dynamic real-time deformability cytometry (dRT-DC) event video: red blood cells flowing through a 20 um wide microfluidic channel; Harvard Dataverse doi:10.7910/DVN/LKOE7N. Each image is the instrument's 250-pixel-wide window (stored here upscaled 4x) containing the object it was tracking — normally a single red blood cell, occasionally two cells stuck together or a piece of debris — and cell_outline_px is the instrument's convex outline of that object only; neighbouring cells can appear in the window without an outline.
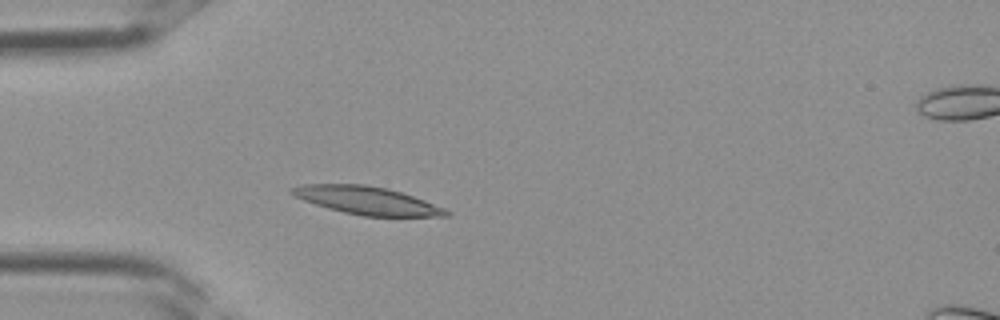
{"species": "Egyptian fruit bat (a non-hibernating species)", "species_latin": "Rousettus aegyptiacus", "temperature_condition": "room temperature", "stored_images_in_passage": 30, "camera_frame_rate_fps": 3000, "um_per_image_px": 0.085, "frame": {"image": 1, "passage_image": 7, "time_ms": 2.0, "image_size_px": [1000, 320], "cell_outline_px": [[452, 212], [448, 216], [360, 216], [328, 208], [304, 200], [288, 192], [288, 188], [300, 184], [364, 184], [388, 188], [424, 200], [444, 208]], "centroid_in_image_um": [31.16, 17.03], "position_along_channel_um": 53.8, "area_um2": 25.03}}
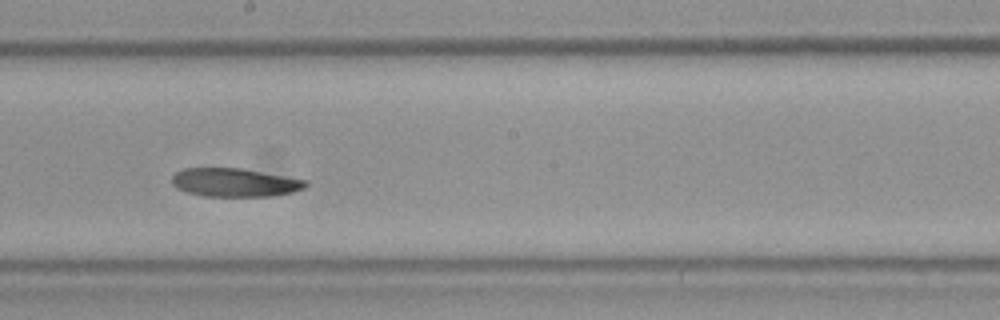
{"frame": {"image": 2, "passage_image": 17, "time_ms": 5.333, "image_size_px": [1000, 320], "cell_outline_px": [[308, 184], [304, 188], [292, 192], [272, 196], [204, 196], [188, 192], [176, 188], [172, 184], [172, 176], [176, 172], [184, 168], [240, 168], [308, 180]], "centroid_in_image_um": [19.95, 15.51], "position_along_channel_um": 228.3, "area_um2": 22.14}}
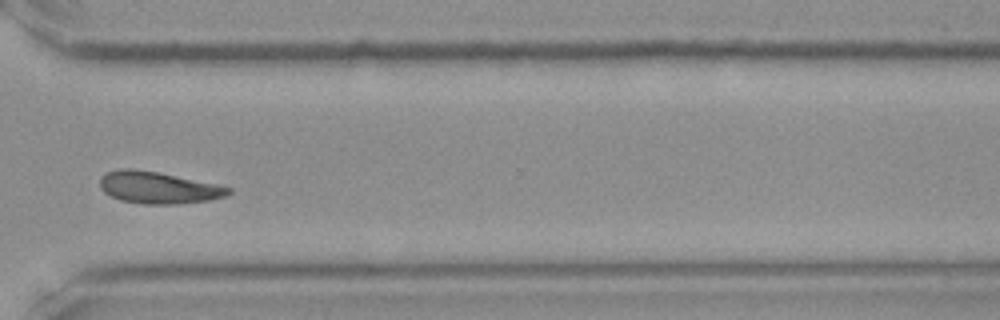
{"frame": {"image": 3, "passage_image": 24, "time_ms": 7.667, "image_size_px": [1000, 320], "cell_outline_px": [[232, 192], [224, 196], [208, 200], [176, 204], [144, 204], [120, 200], [104, 192], [100, 188], [100, 180], [108, 172], [120, 168], [132, 168], [156, 172], [216, 184], [232, 188]], "centroid_in_image_um": [13.44, 15.95], "position_along_channel_um": 357.2, "area_um2": 23.52}}